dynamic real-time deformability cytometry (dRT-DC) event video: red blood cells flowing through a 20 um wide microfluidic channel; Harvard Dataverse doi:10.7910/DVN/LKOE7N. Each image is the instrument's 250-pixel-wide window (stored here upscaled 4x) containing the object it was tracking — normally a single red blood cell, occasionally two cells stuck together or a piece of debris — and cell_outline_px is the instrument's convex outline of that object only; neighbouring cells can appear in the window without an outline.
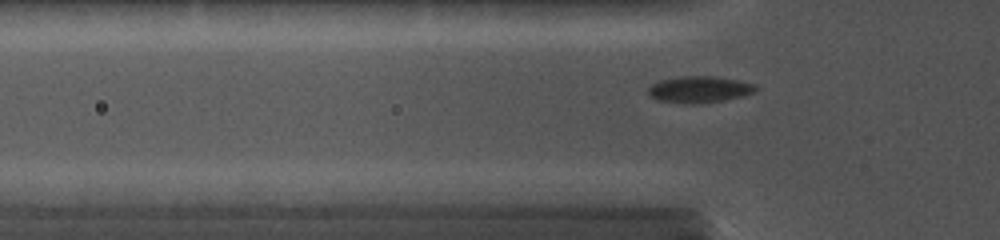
{"species": "common noctule bat (a hibernating species)", "species_latin": "Nyctalus noctula", "temperature_condition": "cold", "stored_images_in_passage": 56, "camera_frame_rate_fps": 5000, "um_per_image_px": 0.085, "animal": {"sex": "female", "body_mass_g": 19.0, "forearm_length_mm": 56.7}, "frame": {"image": 1, "passage_image": 3, "time_ms": 0.4, "image_size_px": [1000, 240], "cell_outline_px": [[760, 88], [756, 92], [744, 96], [724, 100], [692, 104], [684, 104], [656, 100], [648, 96], [648, 88], [652, 84], [660, 80], [684, 76], [716, 76], [756, 84]], "centroid_in_image_um": [59.46, 7.61], "position_along_channel_um": 66.3, "area_um2": 16.88}}
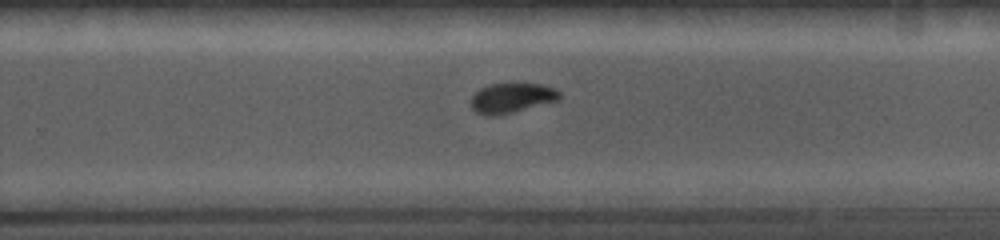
{"frame": {"image": 2, "passage_image": 30, "time_ms": 5.8, "image_size_px": [1000, 240], "cell_outline_px": [[560, 100], [496, 116], [484, 116], [476, 112], [472, 108], [472, 96], [480, 88], [488, 84], [512, 80], [540, 84], [556, 88], [560, 92]], "centroid_in_image_um": [43.51, 8.27], "position_along_channel_um": 286.3, "area_um2": 16.13}}
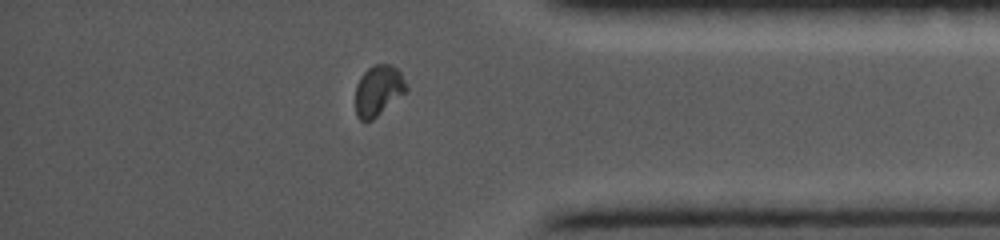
{"frame": {"image": 3, "passage_image": 45, "time_ms": 8.8, "image_size_px": [1000, 240], "cell_outline_px": [[408, 92], [372, 120], [360, 120], [356, 116], [356, 84], [360, 76], [368, 68], [376, 64], [392, 64], [400, 72], [408, 84]], "centroid_in_image_um": [32.19, 7.69], "position_along_channel_um": 403.0, "area_um2": 15.26}}